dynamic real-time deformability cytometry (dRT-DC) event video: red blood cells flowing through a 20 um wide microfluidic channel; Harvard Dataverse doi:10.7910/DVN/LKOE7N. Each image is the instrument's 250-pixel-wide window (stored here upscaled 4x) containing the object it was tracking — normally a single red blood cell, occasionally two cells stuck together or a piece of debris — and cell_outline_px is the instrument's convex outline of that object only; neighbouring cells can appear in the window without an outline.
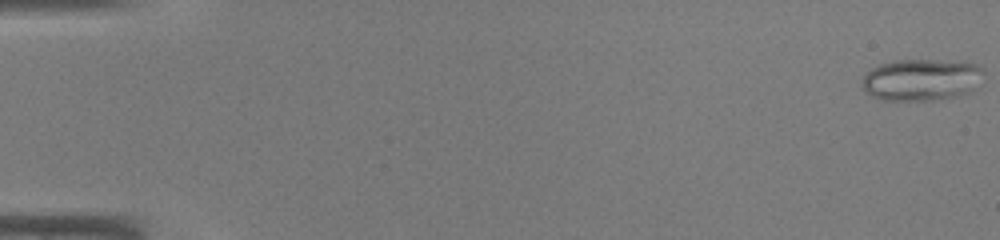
{"species": "common noctule bat (a hibernating species)", "species_latin": "Nyctalus noctula", "temperature_condition": "warm", "stored_images_in_passage": 8, "camera_frame_rate_fps": 3000, "um_per_image_px": 0.085, "animal": {"sex": "male", "body_mass_g": 19.0, "forearm_length_mm": 50.8}, "frame": {"image": 1, "passage_image": 1, "time_ms": 0.0, "image_size_px": [1000, 240], "cell_outline_px": [[984, 72], [972, 88], [968, 92], [956, 96], [932, 100], [880, 100], [872, 96], [864, 88], [864, 76], [872, 68], [880, 64], [896, 60], [932, 60], [980, 64], [984, 68]], "centroid_in_image_um": [78.31, 6.77], "position_along_channel_um": 6.7, "area_um2": 29.07}}